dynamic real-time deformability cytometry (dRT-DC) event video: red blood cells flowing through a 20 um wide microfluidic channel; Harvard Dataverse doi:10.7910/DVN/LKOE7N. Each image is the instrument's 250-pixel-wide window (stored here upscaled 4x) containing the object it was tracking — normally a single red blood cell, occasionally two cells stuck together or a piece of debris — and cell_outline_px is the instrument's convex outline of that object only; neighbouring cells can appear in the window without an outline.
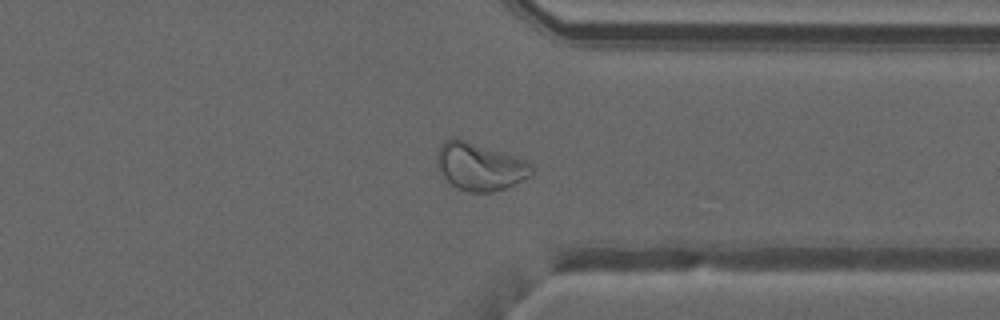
{"species": "common noctule bat (a hibernating species)", "species_latin": "Nyctalus noctula", "temperature_condition": "warm", "stored_images_in_passage": 50, "camera_frame_rate_fps": 3000, "um_per_image_px": 0.085, "animal": {"sex": "male", "forearm_length_mm": 52.5}, "frame": {"image": 1, "passage_image": 39, "time_ms": 12.667, "image_size_px": [1000, 320], "cell_outline_px": [[536, 168], [528, 176], [504, 188], [492, 192], [468, 192], [456, 188], [444, 180], [436, 168], [436, 152], [444, 140], [456, 136], [528, 160]], "centroid_in_image_um": [40.72, 14.13], "position_along_channel_um": 370.7, "area_um2": 26.88}}
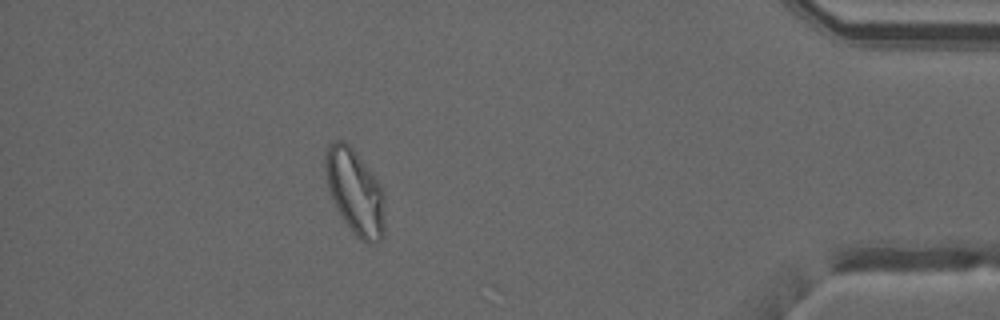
{"frame": {"image": 2, "passage_image": 45, "time_ms": 14.667, "image_size_px": [1000, 320], "cell_outline_px": [[384, 236], [380, 240], [372, 244], [368, 244], [360, 240], [352, 232], [336, 208], [328, 188], [324, 172], [324, 152], [328, 144], [332, 140], [344, 140], [356, 152], [372, 172], [380, 184], [384, 192]], "centroid_in_image_um": [30.16, 16.29], "position_along_channel_um": 405.0, "area_um2": 30.0}, "authors_computed_cell_mechanics": {"area_um2": 29.2468, "velocity_mm_per_s": 4.0582, "shape_relaxation_time_tau1_ms": null, "shape_relaxation_time_tau2_ms": 1.2304, "deformation_change_tau1": null, "deformation_change_tau2": 0.0688}}